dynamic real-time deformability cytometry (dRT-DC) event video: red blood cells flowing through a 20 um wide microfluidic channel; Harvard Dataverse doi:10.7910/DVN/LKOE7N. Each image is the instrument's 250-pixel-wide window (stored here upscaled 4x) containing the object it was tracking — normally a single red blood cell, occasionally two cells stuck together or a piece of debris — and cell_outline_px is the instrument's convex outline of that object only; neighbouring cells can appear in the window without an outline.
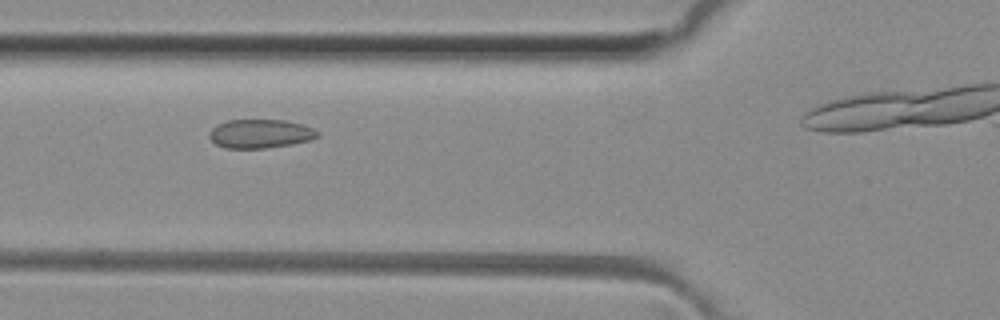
{"species": "common noctule bat (a hibernating species)", "species_latin": "Nyctalus noctula", "temperature_condition": "room temperature", "stored_images_in_passage": 32, "camera_frame_rate_fps": 3000, "um_per_image_px": 0.085, "animal": {"sex": "female", "body_mass_g": 29.2, "forearm_length_mm": 56.3}, "frame": {"image": 1, "passage_image": 10, "time_ms": 3.0, "image_size_px": [1000, 320], "cell_outline_px": [[320, 136], [312, 140], [292, 144], [264, 148], [224, 148], [216, 144], [208, 136], [208, 132], [216, 124], [228, 120], [284, 120], [300, 124], [312, 128], [320, 132]], "centroid_in_image_um": [22.12, 11.37], "position_along_channel_um": 103.7, "area_um2": 18.26}}
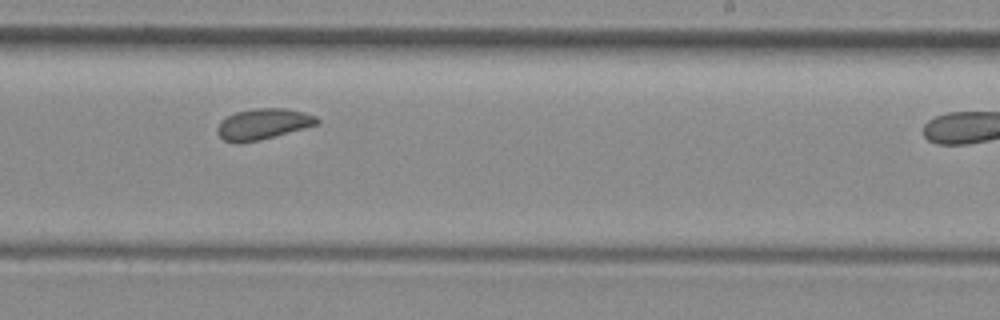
{"frame": {"image": 2, "passage_image": 22, "time_ms": 7.0, "image_size_px": [1000, 320], "cell_outline_px": [[320, 124], [260, 140], [224, 140], [216, 132], [216, 128], [220, 120], [236, 112], [252, 108], [284, 108], [304, 112], [316, 116], [320, 120]], "centroid_in_image_um": [22.41, 10.5], "position_along_channel_um": 266.6, "area_um2": 17.63}}
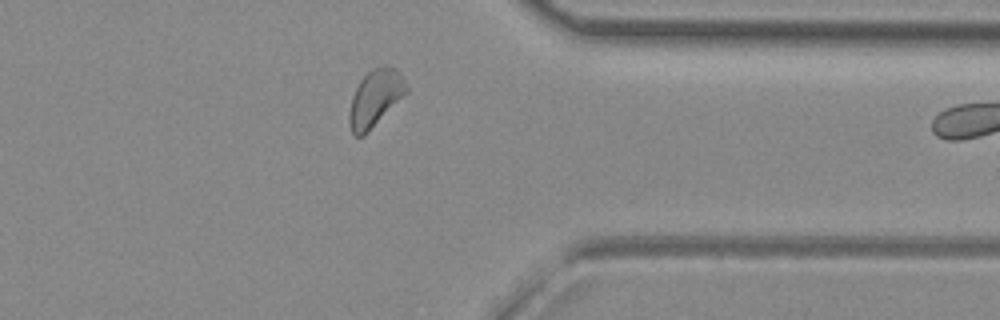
{"frame": {"image": 3, "passage_image": 31, "time_ms": 10.0, "image_size_px": [1000, 320], "cell_outline_px": [[408, 92], [364, 136], [356, 136], [352, 132], [348, 124], [348, 112], [352, 96], [360, 80], [372, 68], [396, 68], [400, 72], [408, 88]], "centroid_in_image_um": [31.87, 8.38], "position_along_channel_um": 379.5, "area_um2": 18.73}}